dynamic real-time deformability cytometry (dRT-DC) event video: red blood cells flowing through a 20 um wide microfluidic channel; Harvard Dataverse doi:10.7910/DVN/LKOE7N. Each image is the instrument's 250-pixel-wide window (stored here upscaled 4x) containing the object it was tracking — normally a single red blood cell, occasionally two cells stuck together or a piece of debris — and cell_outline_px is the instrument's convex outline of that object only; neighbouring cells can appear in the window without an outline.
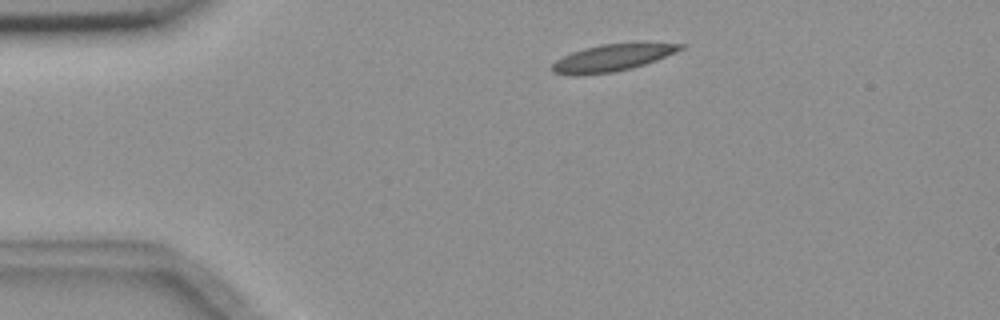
{"species": "common noctule bat (a hibernating species)", "species_latin": "Nyctalus noctula", "temperature_condition": "room temperature", "stored_images_in_passage": 3, "camera_frame_rate_fps": 3000, "um_per_image_px": 0.085, "animal": {"sex": "female", "body_mass_g": 18.4}, "frame": {"image": 1, "passage_image": 1, "time_ms": 0.0, "image_size_px": [1000, 320], "cell_outline_px": [[684, 48], [676, 52], [656, 60], [632, 68], [612, 72], [552, 72], [552, 64], [556, 60], [572, 52], [584, 48], [600, 44], [636, 40], [644, 40], [684, 44]], "centroid_in_image_um": [52.26, 4.79], "position_along_channel_um": 32.7, "area_um2": 20.11}}
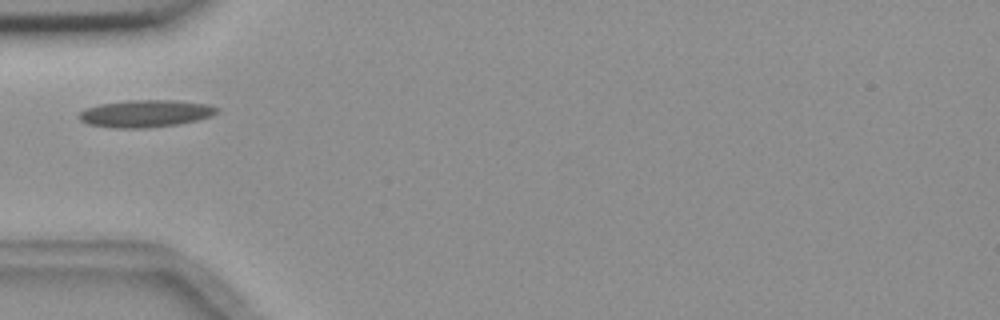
{"frame": {"image": 2, "passage_image": 3, "time_ms": 2.333, "image_size_px": [1000, 320], "cell_outline_px": [[220, 112], [212, 116], [180, 124], [148, 128], [112, 128], [88, 124], [80, 120], [76, 116], [84, 108], [100, 104], [128, 100], [176, 100], [208, 104], [220, 108]], "centroid_in_image_um": [12.38, 9.65], "position_along_channel_um": 72.6, "area_um2": 22.25}}